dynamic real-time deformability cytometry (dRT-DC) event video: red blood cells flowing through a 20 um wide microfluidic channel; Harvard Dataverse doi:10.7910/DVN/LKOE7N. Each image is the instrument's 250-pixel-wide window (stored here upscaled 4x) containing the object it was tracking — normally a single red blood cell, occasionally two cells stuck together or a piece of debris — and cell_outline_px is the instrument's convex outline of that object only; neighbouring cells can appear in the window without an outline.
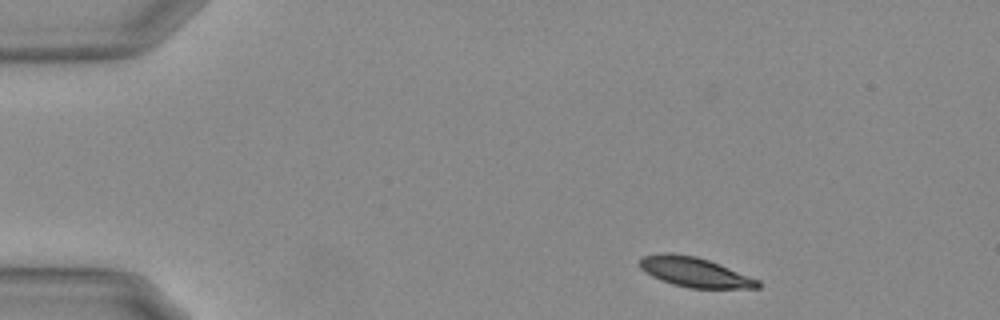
{"species": "Egyptian fruit bat (a non-hibernating species)", "species_latin": "Rousettus aegyptiacus", "temperature_condition": "warm", "stored_images_in_passage": 49, "camera_frame_rate_fps": 3000, "um_per_image_px": 0.085, "animal": {"sex": "female"}, "frame": {"image": 1, "passage_image": 1, "time_ms": 0.0, "image_size_px": [1000, 320], "cell_outline_px": [[760, 288], [688, 288], [672, 284], [660, 280], [644, 272], [640, 268], [636, 260], [640, 256], [660, 252], [672, 252], [696, 256], [720, 264], [760, 280]], "centroid_in_image_um": [58.97, 23.11], "position_along_channel_um": 26.0, "area_um2": 20.92}}
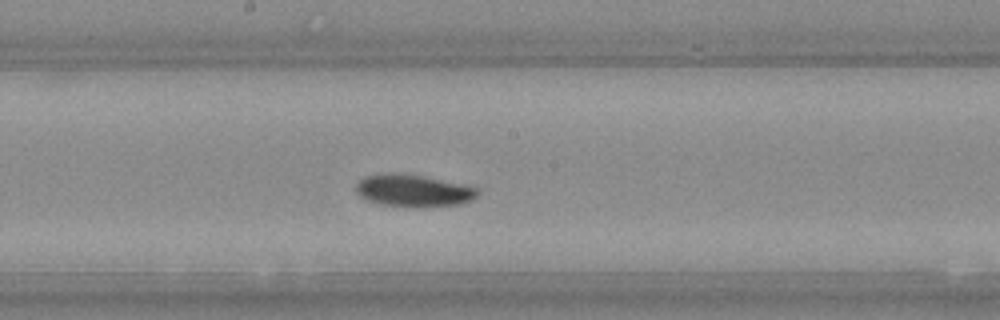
{"frame": {"image": 2, "passage_image": 23, "time_ms": 7.333, "image_size_px": [1000, 320], "cell_outline_px": [[480, 192], [472, 200], [460, 204], [420, 208], [412, 208], [380, 204], [364, 200], [356, 192], [356, 184], [364, 176], [388, 172], [396, 172], [420, 176], [464, 184], [480, 188]], "centroid_in_image_um": [35.13, 16.22], "position_along_channel_um": 213.1, "area_um2": 23.29}}
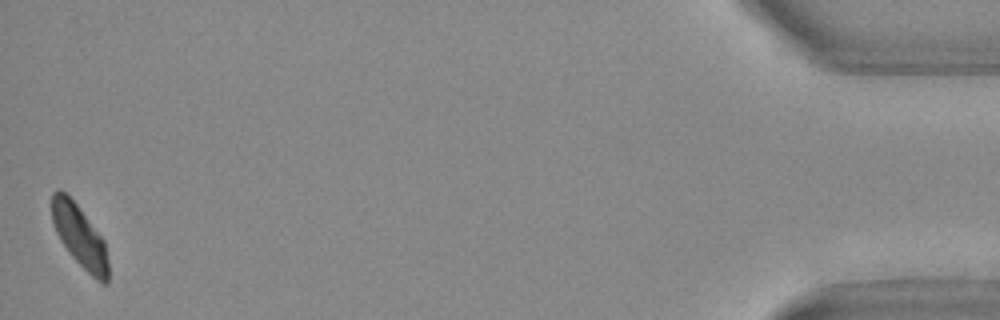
{"frame": {"image": 3, "passage_image": 48, "time_ms": 15.667, "image_size_px": [1000, 320], "cell_outline_px": [[108, 284], [104, 284], [96, 280], [72, 256], [60, 240], [56, 232], [52, 220], [52, 192], [56, 188], [60, 188], [76, 204], [104, 240], [108, 260]], "centroid_in_image_um": [6.77, 20.08], "position_along_channel_um": 428.4, "area_um2": 20.11}, "authors_computed_cell_mechanics": {"area_um2": 22.0796, "velocity_mm_per_s": 3.6655, "shape_relaxation_time_tau1_ms": 3.6837, "shape_relaxation_time_tau2_ms": null, "deformation_change_tau1": 0.1231, "deformation_change_tau2": null}}